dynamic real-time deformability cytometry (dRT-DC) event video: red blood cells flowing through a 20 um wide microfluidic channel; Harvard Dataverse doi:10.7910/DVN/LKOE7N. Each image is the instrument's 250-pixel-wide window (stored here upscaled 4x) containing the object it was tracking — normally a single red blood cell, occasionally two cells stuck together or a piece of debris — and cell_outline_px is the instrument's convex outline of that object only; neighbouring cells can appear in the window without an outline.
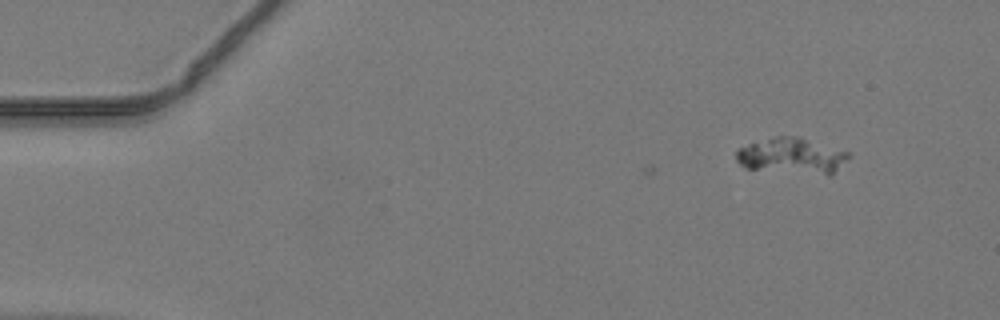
{"species": "common noctule bat (a hibernating species)", "species_latin": "Nyctalus noctula", "temperature_condition": "warm", "stored_images_in_passage": 6, "camera_frame_rate_fps": 3000, "um_per_image_px": 0.085, "animal": {"sex": "male", "body_mass_g": 19.2, "forearm_length_mm": 51.8}, "frame": {"image": 1, "passage_image": 1, "time_ms": 0.0, "image_size_px": [1000, 320], "cell_outline_px": [[852, 156], [832, 176], [828, 176], [744, 168], [736, 160], [736, 152], [740, 148], [748, 144], [776, 136], [796, 136], [852, 152]], "centroid_in_image_um": [67.39, 13.28], "position_along_channel_um": 17.6, "area_um2": 23.93}}